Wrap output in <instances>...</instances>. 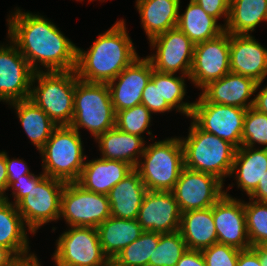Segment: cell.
Returning a JSON list of instances; mask_svg holds the SVG:
<instances>
[{"instance_id":"obj_1","label":"cell","mask_w":267,"mask_h":266,"mask_svg":"<svg viewBox=\"0 0 267 266\" xmlns=\"http://www.w3.org/2000/svg\"><path fill=\"white\" fill-rule=\"evenodd\" d=\"M8 18V37L38 72L37 63L47 71L75 70L77 46L44 16L21 12L19 8Z\"/></svg>"},{"instance_id":"obj_2","label":"cell","mask_w":267,"mask_h":266,"mask_svg":"<svg viewBox=\"0 0 267 266\" xmlns=\"http://www.w3.org/2000/svg\"><path fill=\"white\" fill-rule=\"evenodd\" d=\"M138 57L122 19L100 34L88 51L77 48L75 71L82 81L109 83Z\"/></svg>"},{"instance_id":"obj_3","label":"cell","mask_w":267,"mask_h":266,"mask_svg":"<svg viewBox=\"0 0 267 266\" xmlns=\"http://www.w3.org/2000/svg\"><path fill=\"white\" fill-rule=\"evenodd\" d=\"M75 70L34 73L29 100L40 107L57 126H69L74 114Z\"/></svg>"},{"instance_id":"obj_4","label":"cell","mask_w":267,"mask_h":266,"mask_svg":"<svg viewBox=\"0 0 267 266\" xmlns=\"http://www.w3.org/2000/svg\"><path fill=\"white\" fill-rule=\"evenodd\" d=\"M186 138H180L184 167L212 174L220 180L230 176L236 148L214 134L201 130L194 122Z\"/></svg>"},{"instance_id":"obj_5","label":"cell","mask_w":267,"mask_h":266,"mask_svg":"<svg viewBox=\"0 0 267 266\" xmlns=\"http://www.w3.org/2000/svg\"><path fill=\"white\" fill-rule=\"evenodd\" d=\"M138 171L147 190L172 191L184 168V151L180 138H167L145 147Z\"/></svg>"},{"instance_id":"obj_6","label":"cell","mask_w":267,"mask_h":266,"mask_svg":"<svg viewBox=\"0 0 267 266\" xmlns=\"http://www.w3.org/2000/svg\"><path fill=\"white\" fill-rule=\"evenodd\" d=\"M82 142L80 132L70 126H58L39 150L46 176L76 182L87 158Z\"/></svg>"},{"instance_id":"obj_7","label":"cell","mask_w":267,"mask_h":266,"mask_svg":"<svg viewBox=\"0 0 267 266\" xmlns=\"http://www.w3.org/2000/svg\"><path fill=\"white\" fill-rule=\"evenodd\" d=\"M115 118L107 83L78 79L74 92V114L69 126L78 132L80 127L86 128L96 139L115 127Z\"/></svg>"},{"instance_id":"obj_8","label":"cell","mask_w":267,"mask_h":266,"mask_svg":"<svg viewBox=\"0 0 267 266\" xmlns=\"http://www.w3.org/2000/svg\"><path fill=\"white\" fill-rule=\"evenodd\" d=\"M65 184L60 179L46 176L44 172L31 178L28 195L16 207L32 234L42 225L60 219L61 196Z\"/></svg>"},{"instance_id":"obj_9","label":"cell","mask_w":267,"mask_h":266,"mask_svg":"<svg viewBox=\"0 0 267 266\" xmlns=\"http://www.w3.org/2000/svg\"><path fill=\"white\" fill-rule=\"evenodd\" d=\"M111 216L108 196L83 189L76 182H66L61 196L60 218L70 227L97 228Z\"/></svg>"},{"instance_id":"obj_10","label":"cell","mask_w":267,"mask_h":266,"mask_svg":"<svg viewBox=\"0 0 267 266\" xmlns=\"http://www.w3.org/2000/svg\"><path fill=\"white\" fill-rule=\"evenodd\" d=\"M57 266H102L111 260L104 254L97 228L71 227L56 242Z\"/></svg>"},{"instance_id":"obj_11","label":"cell","mask_w":267,"mask_h":266,"mask_svg":"<svg viewBox=\"0 0 267 266\" xmlns=\"http://www.w3.org/2000/svg\"><path fill=\"white\" fill-rule=\"evenodd\" d=\"M193 103L190 118L201 130L229 142L236 149L242 146L244 117L247 109L208 103L201 96Z\"/></svg>"},{"instance_id":"obj_12","label":"cell","mask_w":267,"mask_h":266,"mask_svg":"<svg viewBox=\"0 0 267 266\" xmlns=\"http://www.w3.org/2000/svg\"><path fill=\"white\" fill-rule=\"evenodd\" d=\"M223 182L212 174L184 167L172 190L181 213L212 207L225 194Z\"/></svg>"},{"instance_id":"obj_13","label":"cell","mask_w":267,"mask_h":266,"mask_svg":"<svg viewBox=\"0 0 267 266\" xmlns=\"http://www.w3.org/2000/svg\"><path fill=\"white\" fill-rule=\"evenodd\" d=\"M230 71V34L224 31L217 37L195 45L189 79L201 89Z\"/></svg>"},{"instance_id":"obj_14","label":"cell","mask_w":267,"mask_h":266,"mask_svg":"<svg viewBox=\"0 0 267 266\" xmlns=\"http://www.w3.org/2000/svg\"><path fill=\"white\" fill-rule=\"evenodd\" d=\"M156 54L147 56L153 69L162 73L181 71L189 74L193 62L195 44L177 27L161 33L149 40Z\"/></svg>"},{"instance_id":"obj_15","label":"cell","mask_w":267,"mask_h":266,"mask_svg":"<svg viewBox=\"0 0 267 266\" xmlns=\"http://www.w3.org/2000/svg\"><path fill=\"white\" fill-rule=\"evenodd\" d=\"M0 46V101L27 100L35 71L16 45Z\"/></svg>"},{"instance_id":"obj_16","label":"cell","mask_w":267,"mask_h":266,"mask_svg":"<svg viewBox=\"0 0 267 266\" xmlns=\"http://www.w3.org/2000/svg\"><path fill=\"white\" fill-rule=\"evenodd\" d=\"M218 243L239 250L251 247L246 230L244 201L225 194L212 206Z\"/></svg>"},{"instance_id":"obj_17","label":"cell","mask_w":267,"mask_h":266,"mask_svg":"<svg viewBox=\"0 0 267 266\" xmlns=\"http://www.w3.org/2000/svg\"><path fill=\"white\" fill-rule=\"evenodd\" d=\"M181 211L172 191L147 190L137 221L143 231L172 233L180 229Z\"/></svg>"},{"instance_id":"obj_18","label":"cell","mask_w":267,"mask_h":266,"mask_svg":"<svg viewBox=\"0 0 267 266\" xmlns=\"http://www.w3.org/2000/svg\"><path fill=\"white\" fill-rule=\"evenodd\" d=\"M152 73L153 66L150 60L147 57H138L107 83L115 113L141 104L142 92Z\"/></svg>"},{"instance_id":"obj_19","label":"cell","mask_w":267,"mask_h":266,"mask_svg":"<svg viewBox=\"0 0 267 266\" xmlns=\"http://www.w3.org/2000/svg\"><path fill=\"white\" fill-rule=\"evenodd\" d=\"M230 71L262 83L267 76V49L250 34H230Z\"/></svg>"},{"instance_id":"obj_20","label":"cell","mask_w":267,"mask_h":266,"mask_svg":"<svg viewBox=\"0 0 267 266\" xmlns=\"http://www.w3.org/2000/svg\"><path fill=\"white\" fill-rule=\"evenodd\" d=\"M260 85L261 83L255 82L252 78L229 72L204 86L200 96L208 103L248 109L254 105V98L250 101L249 98Z\"/></svg>"},{"instance_id":"obj_21","label":"cell","mask_w":267,"mask_h":266,"mask_svg":"<svg viewBox=\"0 0 267 266\" xmlns=\"http://www.w3.org/2000/svg\"><path fill=\"white\" fill-rule=\"evenodd\" d=\"M133 169L130 164L120 160H86L76 183L87 191L108 195Z\"/></svg>"},{"instance_id":"obj_22","label":"cell","mask_w":267,"mask_h":266,"mask_svg":"<svg viewBox=\"0 0 267 266\" xmlns=\"http://www.w3.org/2000/svg\"><path fill=\"white\" fill-rule=\"evenodd\" d=\"M147 188L134 168L108 193L111 216L121 219H137Z\"/></svg>"},{"instance_id":"obj_23","label":"cell","mask_w":267,"mask_h":266,"mask_svg":"<svg viewBox=\"0 0 267 266\" xmlns=\"http://www.w3.org/2000/svg\"><path fill=\"white\" fill-rule=\"evenodd\" d=\"M267 173V148L236 149L230 176L235 174L238 188L250 196Z\"/></svg>"},{"instance_id":"obj_24","label":"cell","mask_w":267,"mask_h":266,"mask_svg":"<svg viewBox=\"0 0 267 266\" xmlns=\"http://www.w3.org/2000/svg\"><path fill=\"white\" fill-rule=\"evenodd\" d=\"M179 231L189 250H203L218 243L212 207L181 213Z\"/></svg>"},{"instance_id":"obj_25","label":"cell","mask_w":267,"mask_h":266,"mask_svg":"<svg viewBox=\"0 0 267 266\" xmlns=\"http://www.w3.org/2000/svg\"><path fill=\"white\" fill-rule=\"evenodd\" d=\"M95 140L99 144L101 158L124 161L133 168H136L138 157H141L146 146L143 137L129 134L116 127L107 130Z\"/></svg>"},{"instance_id":"obj_26","label":"cell","mask_w":267,"mask_h":266,"mask_svg":"<svg viewBox=\"0 0 267 266\" xmlns=\"http://www.w3.org/2000/svg\"><path fill=\"white\" fill-rule=\"evenodd\" d=\"M136 8L149 40L177 26L180 0H137Z\"/></svg>"},{"instance_id":"obj_27","label":"cell","mask_w":267,"mask_h":266,"mask_svg":"<svg viewBox=\"0 0 267 266\" xmlns=\"http://www.w3.org/2000/svg\"><path fill=\"white\" fill-rule=\"evenodd\" d=\"M104 254L113 260L119 252L137 240L143 232L137 219H121L110 216L97 227Z\"/></svg>"},{"instance_id":"obj_28","label":"cell","mask_w":267,"mask_h":266,"mask_svg":"<svg viewBox=\"0 0 267 266\" xmlns=\"http://www.w3.org/2000/svg\"><path fill=\"white\" fill-rule=\"evenodd\" d=\"M8 200L6 195L0 198V245L17 258L30 255L26 225L16 205Z\"/></svg>"},{"instance_id":"obj_29","label":"cell","mask_w":267,"mask_h":266,"mask_svg":"<svg viewBox=\"0 0 267 266\" xmlns=\"http://www.w3.org/2000/svg\"><path fill=\"white\" fill-rule=\"evenodd\" d=\"M217 19L208 15L200 5L190 0L185 12L178 15L177 28L195 45L213 39L225 31Z\"/></svg>"},{"instance_id":"obj_30","label":"cell","mask_w":267,"mask_h":266,"mask_svg":"<svg viewBox=\"0 0 267 266\" xmlns=\"http://www.w3.org/2000/svg\"><path fill=\"white\" fill-rule=\"evenodd\" d=\"M9 104L16 109V114L27 136L40 150L58 126L40 107L34 105L29 99Z\"/></svg>"},{"instance_id":"obj_31","label":"cell","mask_w":267,"mask_h":266,"mask_svg":"<svg viewBox=\"0 0 267 266\" xmlns=\"http://www.w3.org/2000/svg\"><path fill=\"white\" fill-rule=\"evenodd\" d=\"M261 21H267V0H231L225 31L249 35Z\"/></svg>"},{"instance_id":"obj_32","label":"cell","mask_w":267,"mask_h":266,"mask_svg":"<svg viewBox=\"0 0 267 266\" xmlns=\"http://www.w3.org/2000/svg\"><path fill=\"white\" fill-rule=\"evenodd\" d=\"M160 233L143 231L140 237L125 247L112 260L116 266H147L157 248Z\"/></svg>"},{"instance_id":"obj_33","label":"cell","mask_w":267,"mask_h":266,"mask_svg":"<svg viewBox=\"0 0 267 266\" xmlns=\"http://www.w3.org/2000/svg\"><path fill=\"white\" fill-rule=\"evenodd\" d=\"M174 75V73H162L153 69L151 80L154 83H160L162 99H165L172 109H176L178 112L190 117L194 103L182 101L186 94L184 83L186 76L175 77Z\"/></svg>"},{"instance_id":"obj_34","label":"cell","mask_w":267,"mask_h":266,"mask_svg":"<svg viewBox=\"0 0 267 266\" xmlns=\"http://www.w3.org/2000/svg\"><path fill=\"white\" fill-rule=\"evenodd\" d=\"M188 250L180 231L160 234L157 248L150 257L149 266H176Z\"/></svg>"},{"instance_id":"obj_35","label":"cell","mask_w":267,"mask_h":266,"mask_svg":"<svg viewBox=\"0 0 267 266\" xmlns=\"http://www.w3.org/2000/svg\"><path fill=\"white\" fill-rule=\"evenodd\" d=\"M246 230L251 247L267 240V203L252 200L244 202Z\"/></svg>"},{"instance_id":"obj_36","label":"cell","mask_w":267,"mask_h":266,"mask_svg":"<svg viewBox=\"0 0 267 266\" xmlns=\"http://www.w3.org/2000/svg\"><path fill=\"white\" fill-rule=\"evenodd\" d=\"M256 143L267 148V114L252 106L244 117L241 147H254Z\"/></svg>"},{"instance_id":"obj_37","label":"cell","mask_w":267,"mask_h":266,"mask_svg":"<svg viewBox=\"0 0 267 266\" xmlns=\"http://www.w3.org/2000/svg\"><path fill=\"white\" fill-rule=\"evenodd\" d=\"M150 122L151 112L143 104L116 112L115 127L129 134L143 137Z\"/></svg>"},{"instance_id":"obj_38","label":"cell","mask_w":267,"mask_h":266,"mask_svg":"<svg viewBox=\"0 0 267 266\" xmlns=\"http://www.w3.org/2000/svg\"><path fill=\"white\" fill-rule=\"evenodd\" d=\"M241 250L216 243L201 250L206 266H237Z\"/></svg>"},{"instance_id":"obj_39","label":"cell","mask_w":267,"mask_h":266,"mask_svg":"<svg viewBox=\"0 0 267 266\" xmlns=\"http://www.w3.org/2000/svg\"><path fill=\"white\" fill-rule=\"evenodd\" d=\"M141 104L151 113H164L172 110L165 99H162L160 83H154L151 79L142 92Z\"/></svg>"},{"instance_id":"obj_40","label":"cell","mask_w":267,"mask_h":266,"mask_svg":"<svg viewBox=\"0 0 267 266\" xmlns=\"http://www.w3.org/2000/svg\"><path fill=\"white\" fill-rule=\"evenodd\" d=\"M196 1L200 7L212 17L221 18L222 16L226 18V23L228 22L229 10H230V2L231 0H194Z\"/></svg>"},{"instance_id":"obj_41","label":"cell","mask_w":267,"mask_h":266,"mask_svg":"<svg viewBox=\"0 0 267 266\" xmlns=\"http://www.w3.org/2000/svg\"><path fill=\"white\" fill-rule=\"evenodd\" d=\"M22 159H10L5 152V161L8 174V186L22 178L24 175L32 174L29 172V168Z\"/></svg>"},{"instance_id":"obj_42","label":"cell","mask_w":267,"mask_h":266,"mask_svg":"<svg viewBox=\"0 0 267 266\" xmlns=\"http://www.w3.org/2000/svg\"><path fill=\"white\" fill-rule=\"evenodd\" d=\"M34 176V174H28L22 176V178L18 179L15 182H12L9 186L12 187V194L14 196L15 202L13 203L16 205L22 198L28 195V191L31 188V178Z\"/></svg>"},{"instance_id":"obj_43","label":"cell","mask_w":267,"mask_h":266,"mask_svg":"<svg viewBox=\"0 0 267 266\" xmlns=\"http://www.w3.org/2000/svg\"><path fill=\"white\" fill-rule=\"evenodd\" d=\"M176 266H206L201 250H187Z\"/></svg>"},{"instance_id":"obj_44","label":"cell","mask_w":267,"mask_h":266,"mask_svg":"<svg viewBox=\"0 0 267 266\" xmlns=\"http://www.w3.org/2000/svg\"><path fill=\"white\" fill-rule=\"evenodd\" d=\"M237 266H261L259 255L252 248L241 250Z\"/></svg>"},{"instance_id":"obj_45","label":"cell","mask_w":267,"mask_h":266,"mask_svg":"<svg viewBox=\"0 0 267 266\" xmlns=\"http://www.w3.org/2000/svg\"><path fill=\"white\" fill-rule=\"evenodd\" d=\"M8 189V174L5 161V152H0V198L5 195Z\"/></svg>"},{"instance_id":"obj_46","label":"cell","mask_w":267,"mask_h":266,"mask_svg":"<svg viewBox=\"0 0 267 266\" xmlns=\"http://www.w3.org/2000/svg\"><path fill=\"white\" fill-rule=\"evenodd\" d=\"M249 197L250 201L255 199L257 202L267 203V173L262 180L259 181L256 190Z\"/></svg>"},{"instance_id":"obj_47","label":"cell","mask_w":267,"mask_h":266,"mask_svg":"<svg viewBox=\"0 0 267 266\" xmlns=\"http://www.w3.org/2000/svg\"><path fill=\"white\" fill-rule=\"evenodd\" d=\"M253 107L259 112L267 114V86L262 88L254 97Z\"/></svg>"},{"instance_id":"obj_48","label":"cell","mask_w":267,"mask_h":266,"mask_svg":"<svg viewBox=\"0 0 267 266\" xmlns=\"http://www.w3.org/2000/svg\"><path fill=\"white\" fill-rule=\"evenodd\" d=\"M9 266H41L36 255L33 253L24 257L16 258Z\"/></svg>"},{"instance_id":"obj_49","label":"cell","mask_w":267,"mask_h":266,"mask_svg":"<svg viewBox=\"0 0 267 266\" xmlns=\"http://www.w3.org/2000/svg\"><path fill=\"white\" fill-rule=\"evenodd\" d=\"M16 258L9 249L0 245V266H9Z\"/></svg>"},{"instance_id":"obj_50","label":"cell","mask_w":267,"mask_h":266,"mask_svg":"<svg viewBox=\"0 0 267 266\" xmlns=\"http://www.w3.org/2000/svg\"><path fill=\"white\" fill-rule=\"evenodd\" d=\"M252 249L259 255V259H267V240Z\"/></svg>"},{"instance_id":"obj_51","label":"cell","mask_w":267,"mask_h":266,"mask_svg":"<svg viewBox=\"0 0 267 266\" xmlns=\"http://www.w3.org/2000/svg\"><path fill=\"white\" fill-rule=\"evenodd\" d=\"M261 266H267V259H259Z\"/></svg>"},{"instance_id":"obj_52","label":"cell","mask_w":267,"mask_h":266,"mask_svg":"<svg viewBox=\"0 0 267 266\" xmlns=\"http://www.w3.org/2000/svg\"><path fill=\"white\" fill-rule=\"evenodd\" d=\"M107 266H116L112 261Z\"/></svg>"}]
</instances>
